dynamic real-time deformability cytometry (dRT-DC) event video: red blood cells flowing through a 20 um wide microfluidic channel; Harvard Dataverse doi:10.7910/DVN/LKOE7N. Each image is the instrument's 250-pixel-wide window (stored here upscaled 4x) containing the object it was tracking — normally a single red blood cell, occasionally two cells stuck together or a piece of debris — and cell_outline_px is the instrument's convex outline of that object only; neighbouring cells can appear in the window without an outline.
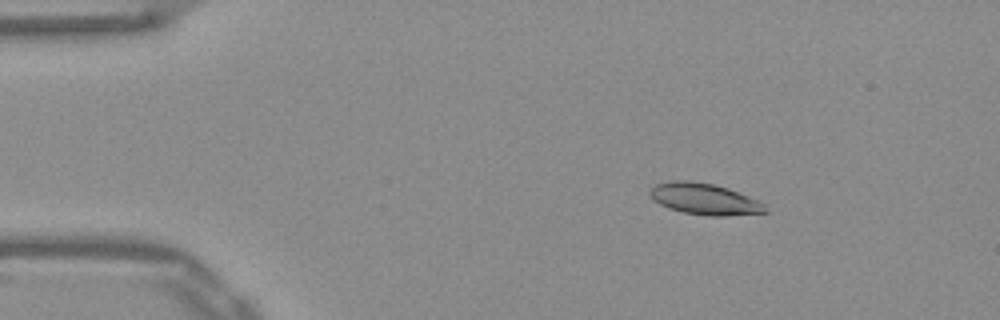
{"species": "Egyptian fruit bat (a non-hibernating species)", "species_latin": "Rousettus aegyptiacus", "temperature_condition": "warm", "stored_images_in_passage": 51, "camera_frame_rate_fps": 3000, "um_per_image_px": 0.085, "frame": {"image": 1, "passage_image": 7, "time_ms": 2.0, "image_size_px": [1000, 320], "cell_outline_px": [[768, 212], [728, 216], [708, 216], [684, 212], [668, 208], [652, 200], [648, 192], [656, 184], [672, 180], [688, 180], [712, 184], [728, 188], [756, 200], [764, 204]], "centroid_in_image_um": [59.84, 16.92], "position_along_channel_um": 25.2, "area_um2": 20.98}}
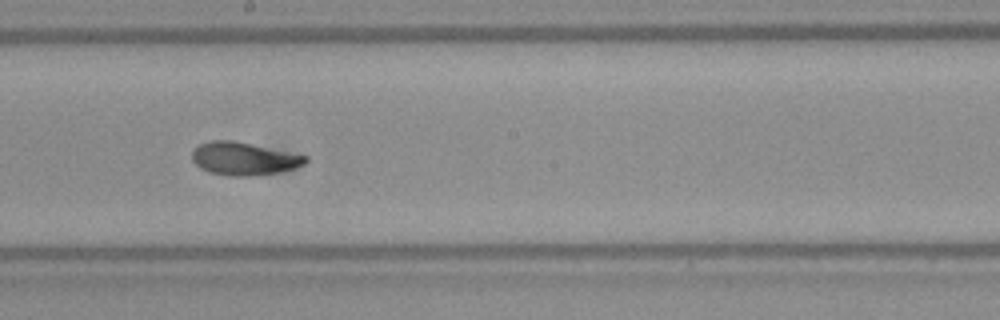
{"frame": {"image": 2, "passage_image": 28, "time_ms": 9.0, "image_size_px": [1000, 320], "cell_outline_px": [[308, 160], [304, 164], [280, 172], [252, 176], [232, 176], [208, 172], [200, 168], [192, 160], [192, 152], [200, 144], [208, 140], [232, 140], [308, 156]], "centroid_in_image_um": [20.7, 13.49], "position_along_channel_um": 227.5, "area_um2": 21.62}}
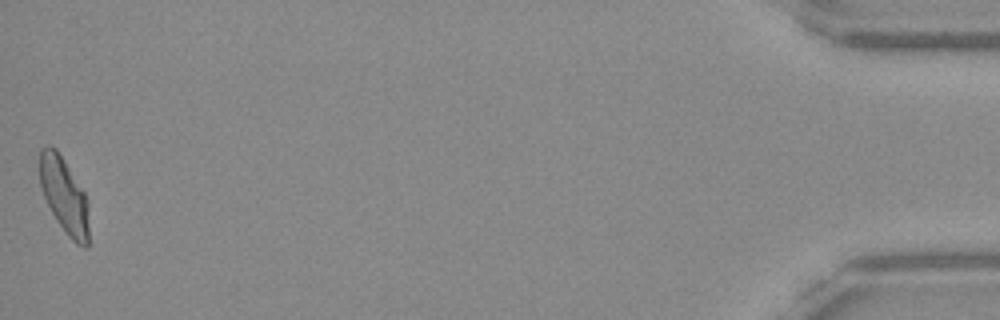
{"frame": {"image": 3, "passage_image": 51, "time_ms": 16.667, "image_size_px": [1000, 320], "cell_outline_px": [[88, 248], [84, 248], [76, 244], [68, 236], [56, 220], [44, 196], [40, 184], [40, 148], [48, 144], [56, 148], [84, 192], [88, 200]], "centroid_in_image_um": [5.46, 16.63], "position_along_channel_um": 429.7, "area_um2": 21.62}, "authors_computed_cell_mechanics": {"area_um2": 21.2704, "velocity_mm_per_s": 3.8875, "shape_relaxation_time_tau1_ms": 4.1344, "shape_relaxation_time_tau2_ms": 1.2211, "deformation_change_tau1": 0.1679, "deformation_change_tau2": 0.0543}}